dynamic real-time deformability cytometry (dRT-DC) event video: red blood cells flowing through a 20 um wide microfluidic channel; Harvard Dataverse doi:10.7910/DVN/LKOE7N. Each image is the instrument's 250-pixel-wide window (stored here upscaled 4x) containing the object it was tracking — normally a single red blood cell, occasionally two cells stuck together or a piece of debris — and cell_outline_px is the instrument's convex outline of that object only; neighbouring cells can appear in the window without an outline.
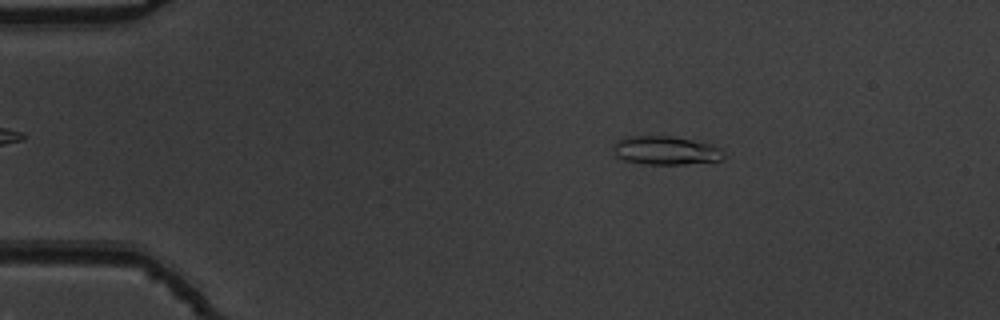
{"species": "common noctule bat (a hibernating species)", "species_latin": "Nyctalus noctula", "temperature_condition": "warm", "stored_images_in_passage": 53, "camera_frame_rate_fps": 3000, "um_per_image_px": 0.085, "animal": {"sex": "male", "body_mass_g": 19.5, "forearm_length_mm": 54.6}, "frame": {"image": 1, "passage_image": 9, "time_ms": 2.667, "image_size_px": [1000, 320], "cell_outline_px": [[724, 156], [720, 160], [684, 164], [644, 164], [624, 160], [616, 156], [612, 144], [616, 140], [624, 136], [672, 136], [704, 140], [720, 148], [724, 152]], "centroid_in_image_um": [56.59, 12.76], "position_along_channel_um": 28.4, "area_um2": 18.84}}
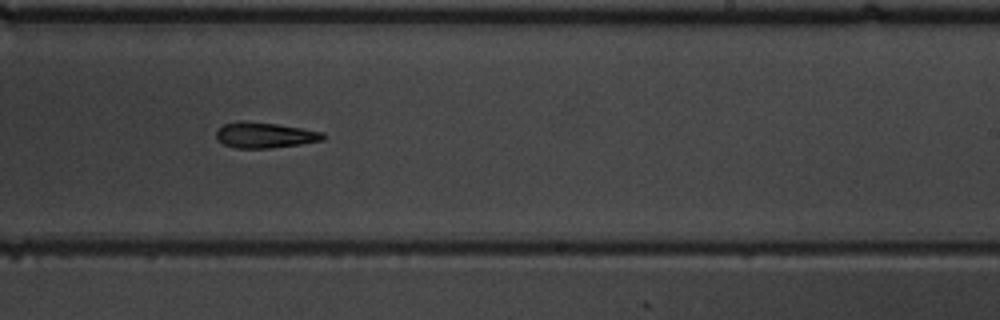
{"frame": {"image": 2, "passage_image": 33, "time_ms": 10.667, "image_size_px": [1000, 320], "cell_outline_px": [[324, 140], [300, 144], [268, 148], [236, 148], [224, 144], [216, 140], [216, 132], [224, 124], [240, 120], [244, 120], [276, 124], [324, 132]], "centroid_in_image_um": [22.48, 11.48], "position_along_channel_um": 266.5, "area_um2": 15.9}}
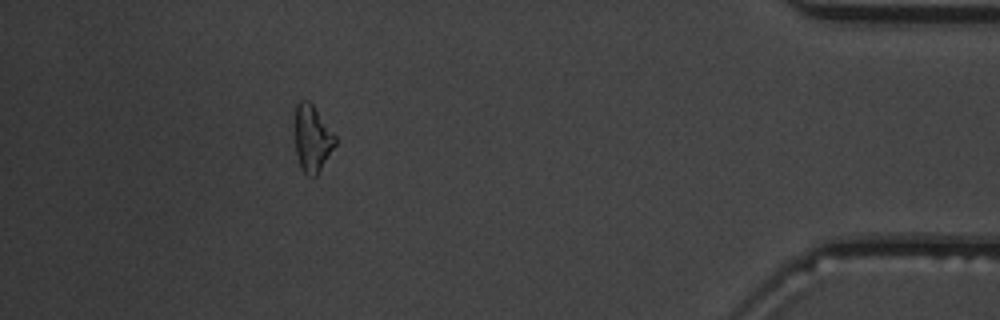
{"frame": {"image": 3, "passage_image": 48, "time_ms": 15.667, "image_size_px": [1000, 320], "cell_outline_px": [[336, 144], [316, 176], [308, 176], [300, 168], [296, 152], [296, 104], [300, 100], [308, 100], [312, 104], [336, 136]], "centroid_in_image_um": [26.55, 11.78], "position_along_channel_um": 408.7, "area_um2": 15.37}, "authors_computed_cell_mechanics": {"area_um2": 16.184, "velocity_mm_per_s": 3.8152, "shape_relaxation_time_tau1_ms": 5.8732, "shape_relaxation_time_tau2_ms": null, "deformation_change_tau1": 0.1767, "deformation_change_tau2": null}}